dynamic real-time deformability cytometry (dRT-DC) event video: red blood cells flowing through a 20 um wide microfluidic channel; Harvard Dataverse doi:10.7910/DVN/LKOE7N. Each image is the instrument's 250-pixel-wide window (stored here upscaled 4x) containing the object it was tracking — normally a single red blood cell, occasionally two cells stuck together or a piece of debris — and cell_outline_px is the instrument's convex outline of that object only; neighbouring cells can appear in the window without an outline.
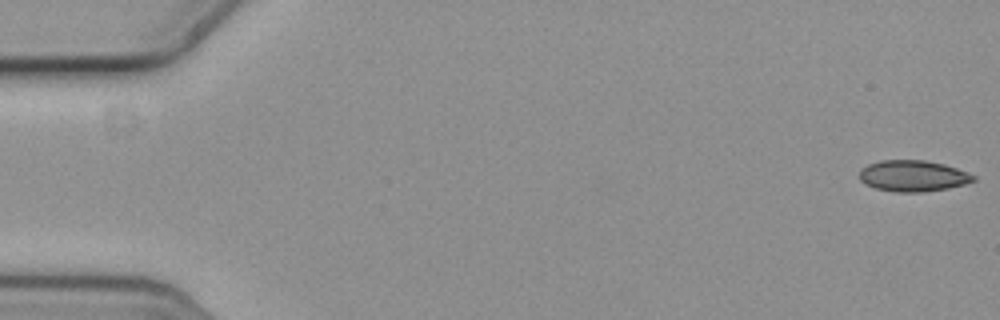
{"species": "common noctule bat (a hibernating species)", "species_latin": "Nyctalus noctula", "temperature_condition": "cold", "stored_images_in_passage": 58, "camera_frame_rate_fps": 3000, "um_per_image_px": 0.085, "animal": {"sex": "female", "body_mass_g": 19.3, "forearm_length_mm": 54.1}, "frame": {"image": 1, "passage_image": 1, "time_ms": 0.0, "image_size_px": [1000, 320], "cell_outline_px": [[976, 180], [964, 184], [948, 188], [924, 192], [896, 192], [876, 188], [860, 180], [860, 168], [868, 164], [880, 160], [924, 160], [944, 164], [968, 172], [976, 176]], "centroid_in_image_um": [77.62, 14.94], "position_along_channel_um": 7.4, "area_um2": 20.69}}
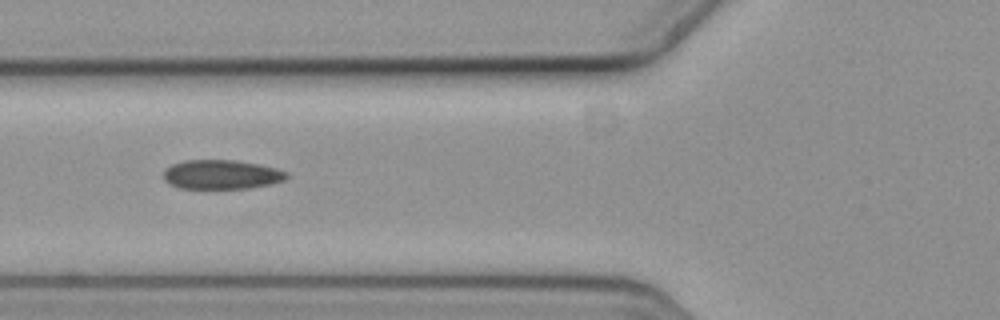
{"frame": {"image": 2, "passage_image": 22, "time_ms": 7.0, "image_size_px": [1000, 320], "cell_outline_px": [[288, 176], [284, 180], [268, 184], [248, 188], [180, 188], [168, 184], [164, 180], [164, 168], [172, 164], [184, 160], [236, 160], [260, 164], [276, 168], [288, 172]], "centroid_in_image_um": [18.8, 14.82], "position_along_channel_um": 107.0, "area_um2": 21.04}}
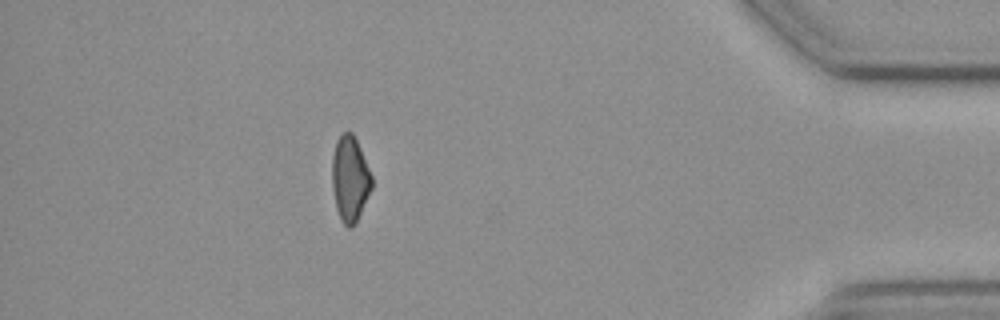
{"frame": {"image": 3, "passage_image": 51, "time_ms": 16.667, "image_size_px": [1000, 320], "cell_outline_px": [[372, 188], [352, 228], [348, 228], [340, 220], [336, 208], [332, 188], [332, 156], [336, 140], [344, 132], [352, 132], [360, 148], [372, 176]], "centroid_in_image_um": [29.73, 15.2], "position_along_channel_um": 405.5, "area_um2": 19.59}, "authors_computed_cell_mechanics": {"area_um2": 21.1837, "velocity_mm_per_s": 3.613, "shape_relaxation_time_tau1_ms": 5.5311, "shape_relaxation_time_tau2_ms": 8.0486, "deformation_change_tau1": 0.107, "deformation_change_tau2": 0.1186}}